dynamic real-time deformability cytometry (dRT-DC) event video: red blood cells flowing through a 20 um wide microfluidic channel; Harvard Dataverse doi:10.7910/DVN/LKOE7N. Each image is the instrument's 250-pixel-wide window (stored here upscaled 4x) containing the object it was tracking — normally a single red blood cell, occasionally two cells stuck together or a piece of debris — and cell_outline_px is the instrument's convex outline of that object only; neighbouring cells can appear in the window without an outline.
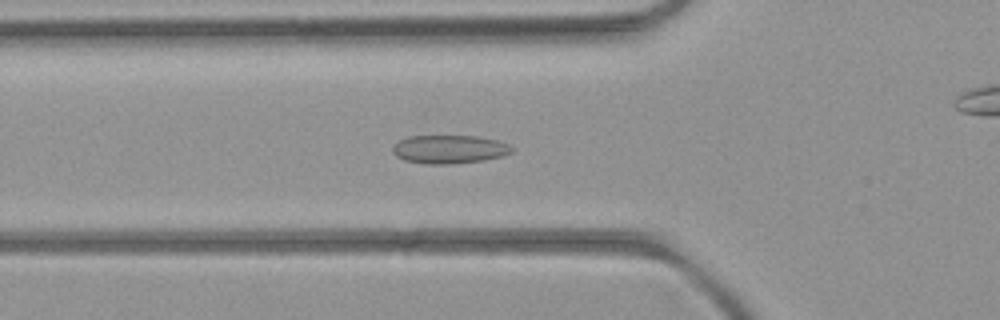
{"species": "common noctule bat (a hibernating species)", "species_latin": "Nyctalus noctula", "temperature_condition": "room temperature", "stored_images_in_passage": 54, "camera_frame_rate_fps": 3000, "um_per_image_px": 0.085, "animal": {"sex": "female", "body_mass_g": 21.9}, "frame": {"image": 1, "passage_image": 19, "time_ms": 6.0, "image_size_px": [1000, 320], "cell_outline_px": [[512, 152], [504, 156], [484, 160], [452, 164], [424, 164], [404, 160], [396, 156], [392, 152], [392, 148], [400, 140], [408, 136], [476, 136], [496, 140], [508, 144], [512, 148]], "centroid_in_image_um": [38.18, 12.7], "position_along_channel_um": 87.6, "area_um2": 19.77}}
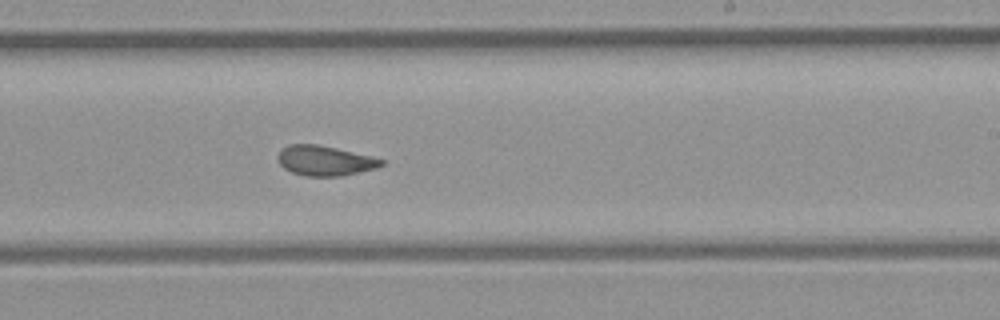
{"frame": {"image": 2, "passage_image": 32, "time_ms": 10.333, "image_size_px": [1000, 320], "cell_outline_px": [[384, 164], [376, 168], [340, 176], [304, 176], [292, 172], [284, 168], [276, 160], [276, 156], [280, 148], [288, 144], [320, 144], [372, 156], [384, 160]], "centroid_in_image_um": [27.56, 13.64], "position_along_channel_um": 261.4, "area_um2": 18.32}}
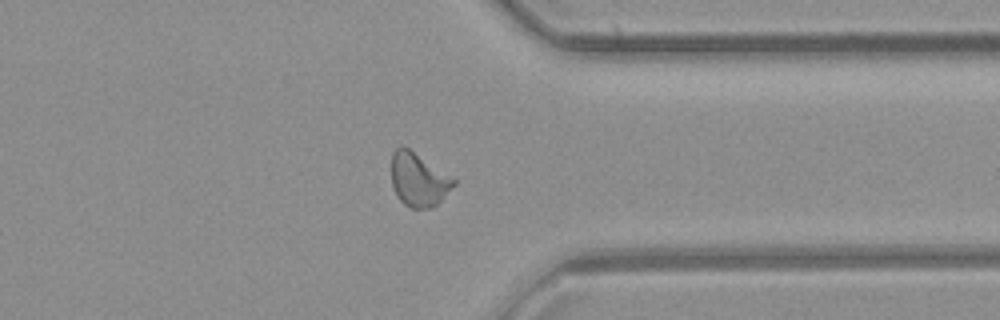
{"frame": {"image": 3, "passage_image": 41, "time_ms": 13.333, "image_size_px": [1000, 320], "cell_outline_px": [[456, 184], [432, 208], [412, 208], [404, 204], [400, 200], [392, 188], [392, 152], [396, 148], [408, 148], [456, 180]], "centroid_in_image_um": [35.56, 15.3], "position_along_channel_um": 375.8, "area_um2": 18.96}, "authors_computed_cell_mechanics": {"area_um2": 19.5364, "velocity_mm_per_s": 3.9954, "shape_relaxation_time_tau1_ms": null, "shape_relaxation_time_tau2_ms": 1.2333, "deformation_change_tau1": null, "deformation_change_tau2": 0.0764}}